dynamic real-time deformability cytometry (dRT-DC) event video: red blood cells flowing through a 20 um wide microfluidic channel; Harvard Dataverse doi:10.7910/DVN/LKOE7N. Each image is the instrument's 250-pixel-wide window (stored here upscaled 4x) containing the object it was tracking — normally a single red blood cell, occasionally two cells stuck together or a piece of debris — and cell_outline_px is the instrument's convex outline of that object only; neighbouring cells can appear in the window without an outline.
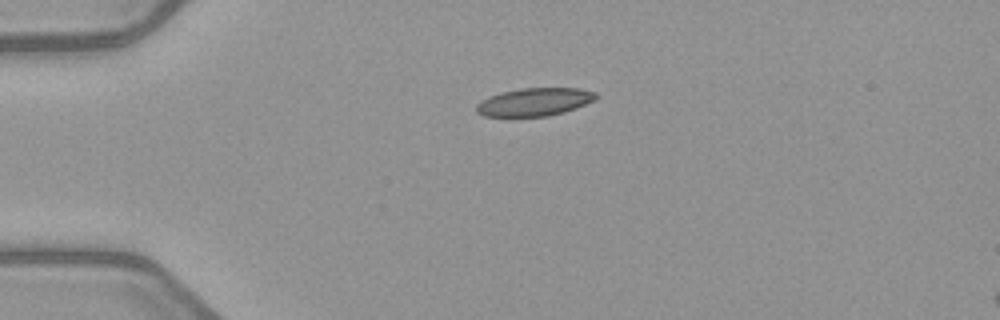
{"species": "common noctule bat (a hibernating species)", "species_latin": "Nyctalus noctula", "temperature_condition": "warm", "stored_images_in_passage": 1, "camera_frame_rate_fps": 3000, "um_per_image_px": 0.085, "animal": {"sex": "female", "body_mass_g": 21.9}, "frame": {"image": 1, "passage_image": 1, "time_ms": 0.0, "image_size_px": [1000, 320], "cell_outline_px": [[600, 96], [596, 100], [576, 108], [564, 112], [548, 116], [484, 116], [476, 112], [476, 104], [492, 96], [504, 92], [520, 88], [576, 88], [596, 92]], "centroid_in_image_um": [45.5, 8.66], "position_along_channel_um": 39.5, "area_um2": 19.36}}